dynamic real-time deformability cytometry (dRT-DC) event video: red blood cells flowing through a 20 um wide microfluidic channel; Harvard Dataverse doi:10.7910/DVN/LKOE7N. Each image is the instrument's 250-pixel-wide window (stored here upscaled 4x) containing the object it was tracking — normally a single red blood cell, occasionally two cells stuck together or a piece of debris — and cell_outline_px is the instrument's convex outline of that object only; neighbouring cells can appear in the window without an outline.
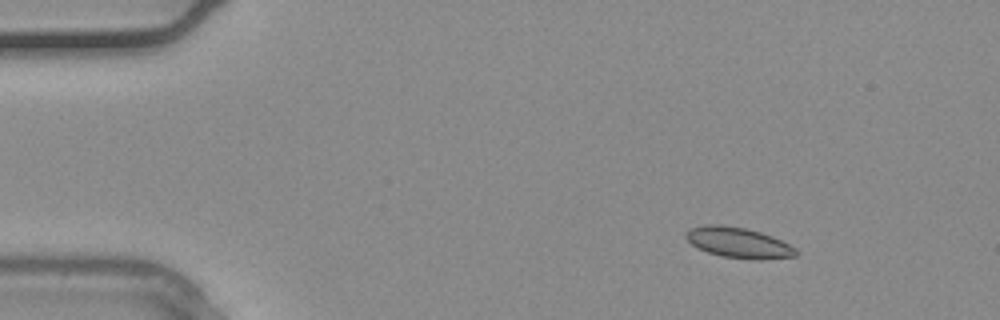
{"species": "common noctule bat (a hibernating species)", "species_latin": "Nyctalus noctula", "temperature_condition": "warm", "stored_images_in_passage": 3, "segment_of_instrument_passage": [1, 2], "camera_frame_rate_fps": 3000, "um_per_image_px": 0.085, "animal": {"sex": "male", "body_mass_g": 20.4}, "frame": {"image": 1, "passage_image": 1, "time_ms": 0.0, "image_size_px": [1000, 320], "cell_outline_px": [[800, 252], [796, 256], [764, 260], [752, 260], [720, 256], [696, 248], [684, 236], [692, 228], [704, 224], [724, 224], [744, 228], [760, 232], [772, 236], [796, 248]], "centroid_in_image_um": [62.8, 20.64], "position_along_channel_um": 22.2, "area_um2": 19.77}}